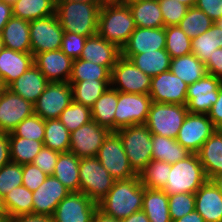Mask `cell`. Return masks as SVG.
Wrapping results in <instances>:
<instances>
[{"instance_id":"cell-1","label":"cell","mask_w":222,"mask_h":222,"mask_svg":"<svg viewBox=\"0 0 222 222\" xmlns=\"http://www.w3.org/2000/svg\"><path fill=\"white\" fill-rule=\"evenodd\" d=\"M144 186L138 176L115 180L107 195L100 200L98 209L105 215L122 220L142 210Z\"/></svg>"},{"instance_id":"cell-2","label":"cell","mask_w":222,"mask_h":222,"mask_svg":"<svg viewBox=\"0 0 222 222\" xmlns=\"http://www.w3.org/2000/svg\"><path fill=\"white\" fill-rule=\"evenodd\" d=\"M136 26L128 5L107 0L100 9L97 34L122 49Z\"/></svg>"},{"instance_id":"cell-3","label":"cell","mask_w":222,"mask_h":222,"mask_svg":"<svg viewBox=\"0 0 222 222\" xmlns=\"http://www.w3.org/2000/svg\"><path fill=\"white\" fill-rule=\"evenodd\" d=\"M103 5L79 1H56L55 15L64 32L90 37L97 34L99 13Z\"/></svg>"},{"instance_id":"cell-4","label":"cell","mask_w":222,"mask_h":222,"mask_svg":"<svg viewBox=\"0 0 222 222\" xmlns=\"http://www.w3.org/2000/svg\"><path fill=\"white\" fill-rule=\"evenodd\" d=\"M207 180L198 155L191 153L171 165L167 184L162 190L167 195L195 193Z\"/></svg>"},{"instance_id":"cell-5","label":"cell","mask_w":222,"mask_h":222,"mask_svg":"<svg viewBox=\"0 0 222 222\" xmlns=\"http://www.w3.org/2000/svg\"><path fill=\"white\" fill-rule=\"evenodd\" d=\"M116 133L122 141L131 168L140 175L152 160V133L145 124L121 128Z\"/></svg>"},{"instance_id":"cell-6","label":"cell","mask_w":222,"mask_h":222,"mask_svg":"<svg viewBox=\"0 0 222 222\" xmlns=\"http://www.w3.org/2000/svg\"><path fill=\"white\" fill-rule=\"evenodd\" d=\"M187 114L186 105L152 102L145 125L152 135L176 139Z\"/></svg>"},{"instance_id":"cell-7","label":"cell","mask_w":222,"mask_h":222,"mask_svg":"<svg viewBox=\"0 0 222 222\" xmlns=\"http://www.w3.org/2000/svg\"><path fill=\"white\" fill-rule=\"evenodd\" d=\"M79 179L80 192L96 203L107 195L115 182L96 156L80 159Z\"/></svg>"},{"instance_id":"cell-8","label":"cell","mask_w":222,"mask_h":222,"mask_svg":"<svg viewBox=\"0 0 222 222\" xmlns=\"http://www.w3.org/2000/svg\"><path fill=\"white\" fill-rule=\"evenodd\" d=\"M151 103L152 99L149 94L122 93L118 91L114 132L132 125L145 124Z\"/></svg>"},{"instance_id":"cell-9","label":"cell","mask_w":222,"mask_h":222,"mask_svg":"<svg viewBox=\"0 0 222 222\" xmlns=\"http://www.w3.org/2000/svg\"><path fill=\"white\" fill-rule=\"evenodd\" d=\"M96 157L115 180L138 176L131 168L122 141L116 132L109 133Z\"/></svg>"},{"instance_id":"cell-10","label":"cell","mask_w":222,"mask_h":222,"mask_svg":"<svg viewBox=\"0 0 222 222\" xmlns=\"http://www.w3.org/2000/svg\"><path fill=\"white\" fill-rule=\"evenodd\" d=\"M151 77L122 55L111 71V87L122 93L149 94Z\"/></svg>"},{"instance_id":"cell-11","label":"cell","mask_w":222,"mask_h":222,"mask_svg":"<svg viewBox=\"0 0 222 222\" xmlns=\"http://www.w3.org/2000/svg\"><path fill=\"white\" fill-rule=\"evenodd\" d=\"M29 28L31 53L33 56L61 48L64 30L55 14L29 21Z\"/></svg>"},{"instance_id":"cell-12","label":"cell","mask_w":222,"mask_h":222,"mask_svg":"<svg viewBox=\"0 0 222 222\" xmlns=\"http://www.w3.org/2000/svg\"><path fill=\"white\" fill-rule=\"evenodd\" d=\"M73 101L69 82H49L33 104L34 114L44 120L59 119L61 112Z\"/></svg>"},{"instance_id":"cell-13","label":"cell","mask_w":222,"mask_h":222,"mask_svg":"<svg viewBox=\"0 0 222 222\" xmlns=\"http://www.w3.org/2000/svg\"><path fill=\"white\" fill-rule=\"evenodd\" d=\"M217 130L207 114L186 115L176 141L190 153L197 154L203 143Z\"/></svg>"},{"instance_id":"cell-14","label":"cell","mask_w":222,"mask_h":222,"mask_svg":"<svg viewBox=\"0 0 222 222\" xmlns=\"http://www.w3.org/2000/svg\"><path fill=\"white\" fill-rule=\"evenodd\" d=\"M98 204L82 192H70L57 205L54 222H92Z\"/></svg>"},{"instance_id":"cell-15","label":"cell","mask_w":222,"mask_h":222,"mask_svg":"<svg viewBox=\"0 0 222 222\" xmlns=\"http://www.w3.org/2000/svg\"><path fill=\"white\" fill-rule=\"evenodd\" d=\"M222 79L211 74L188 85L187 89V109L193 114H208L213 104L218 99L219 87Z\"/></svg>"},{"instance_id":"cell-16","label":"cell","mask_w":222,"mask_h":222,"mask_svg":"<svg viewBox=\"0 0 222 222\" xmlns=\"http://www.w3.org/2000/svg\"><path fill=\"white\" fill-rule=\"evenodd\" d=\"M110 132L92 120L71 132L69 151L80 159L95 157Z\"/></svg>"},{"instance_id":"cell-17","label":"cell","mask_w":222,"mask_h":222,"mask_svg":"<svg viewBox=\"0 0 222 222\" xmlns=\"http://www.w3.org/2000/svg\"><path fill=\"white\" fill-rule=\"evenodd\" d=\"M186 84L170 70L151 77L149 95L152 102L168 104H187Z\"/></svg>"},{"instance_id":"cell-18","label":"cell","mask_w":222,"mask_h":222,"mask_svg":"<svg viewBox=\"0 0 222 222\" xmlns=\"http://www.w3.org/2000/svg\"><path fill=\"white\" fill-rule=\"evenodd\" d=\"M34 113L33 104L4 88L0 98V132L11 133L25 118Z\"/></svg>"},{"instance_id":"cell-19","label":"cell","mask_w":222,"mask_h":222,"mask_svg":"<svg viewBox=\"0 0 222 222\" xmlns=\"http://www.w3.org/2000/svg\"><path fill=\"white\" fill-rule=\"evenodd\" d=\"M165 39V27H136L126 45L121 49V55L130 59L135 54L165 49Z\"/></svg>"},{"instance_id":"cell-20","label":"cell","mask_w":222,"mask_h":222,"mask_svg":"<svg viewBox=\"0 0 222 222\" xmlns=\"http://www.w3.org/2000/svg\"><path fill=\"white\" fill-rule=\"evenodd\" d=\"M73 61L60 49L34 56V64L49 82H68L72 74Z\"/></svg>"},{"instance_id":"cell-21","label":"cell","mask_w":222,"mask_h":222,"mask_svg":"<svg viewBox=\"0 0 222 222\" xmlns=\"http://www.w3.org/2000/svg\"><path fill=\"white\" fill-rule=\"evenodd\" d=\"M70 191L54 176H48L46 180L32 192L34 214L52 216L59 202Z\"/></svg>"},{"instance_id":"cell-22","label":"cell","mask_w":222,"mask_h":222,"mask_svg":"<svg viewBox=\"0 0 222 222\" xmlns=\"http://www.w3.org/2000/svg\"><path fill=\"white\" fill-rule=\"evenodd\" d=\"M121 56V49L100 35L87 37L80 59L106 67L110 72Z\"/></svg>"},{"instance_id":"cell-23","label":"cell","mask_w":222,"mask_h":222,"mask_svg":"<svg viewBox=\"0 0 222 222\" xmlns=\"http://www.w3.org/2000/svg\"><path fill=\"white\" fill-rule=\"evenodd\" d=\"M195 210L205 222H222V194L212 180L195 192Z\"/></svg>"},{"instance_id":"cell-24","label":"cell","mask_w":222,"mask_h":222,"mask_svg":"<svg viewBox=\"0 0 222 222\" xmlns=\"http://www.w3.org/2000/svg\"><path fill=\"white\" fill-rule=\"evenodd\" d=\"M34 64L32 53L14 51L4 47L0 52V82L8 87Z\"/></svg>"},{"instance_id":"cell-25","label":"cell","mask_w":222,"mask_h":222,"mask_svg":"<svg viewBox=\"0 0 222 222\" xmlns=\"http://www.w3.org/2000/svg\"><path fill=\"white\" fill-rule=\"evenodd\" d=\"M49 81L44 74L33 64L7 88L34 104L44 92Z\"/></svg>"},{"instance_id":"cell-26","label":"cell","mask_w":222,"mask_h":222,"mask_svg":"<svg viewBox=\"0 0 222 222\" xmlns=\"http://www.w3.org/2000/svg\"><path fill=\"white\" fill-rule=\"evenodd\" d=\"M208 180L222 173V131L217 129L197 153Z\"/></svg>"},{"instance_id":"cell-27","label":"cell","mask_w":222,"mask_h":222,"mask_svg":"<svg viewBox=\"0 0 222 222\" xmlns=\"http://www.w3.org/2000/svg\"><path fill=\"white\" fill-rule=\"evenodd\" d=\"M29 21L12 16L1 32L4 47L31 53Z\"/></svg>"},{"instance_id":"cell-28","label":"cell","mask_w":222,"mask_h":222,"mask_svg":"<svg viewBox=\"0 0 222 222\" xmlns=\"http://www.w3.org/2000/svg\"><path fill=\"white\" fill-rule=\"evenodd\" d=\"M79 164L80 158L72 152L59 153L52 176L57 178L70 192H80Z\"/></svg>"},{"instance_id":"cell-29","label":"cell","mask_w":222,"mask_h":222,"mask_svg":"<svg viewBox=\"0 0 222 222\" xmlns=\"http://www.w3.org/2000/svg\"><path fill=\"white\" fill-rule=\"evenodd\" d=\"M168 204V195L163 190L144 187L142 210L150 222H172Z\"/></svg>"},{"instance_id":"cell-30","label":"cell","mask_w":222,"mask_h":222,"mask_svg":"<svg viewBox=\"0 0 222 222\" xmlns=\"http://www.w3.org/2000/svg\"><path fill=\"white\" fill-rule=\"evenodd\" d=\"M118 102V91L109 86L91 108L92 120L101 127L114 132V116Z\"/></svg>"},{"instance_id":"cell-31","label":"cell","mask_w":222,"mask_h":222,"mask_svg":"<svg viewBox=\"0 0 222 222\" xmlns=\"http://www.w3.org/2000/svg\"><path fill=\"white\" fill-rule=\"evenodd\" d=\"M136 27H164L158 0H141L128 5Z\"/></svg>"},{"instance_id":"cell-32","label":"cell","mask_w":222,"mask_h":222,"mask_svg":"<svg viewBox=\"0 0 222 222\" xmlns=\"http://www.w3.org/2000/svg\"><path fill=\"white\" fill-rule=\"evenodd\" d=\"M190 154L176 139L152 135V160L165 161L172 165Z\"/></svg>"},{"instance_id":"cell-33","label":"cell","mask_w":222,"mask_h":222,"mask_svg":"<svg viewBox=\"0 0 222 222\" xmlns=\"http://www.w3.org/2000/svg\"><path fill=\"white\" fill-rule=\"evenodd\" d=\"M56 0H16L12 4V16L32 21L55 14Z\"/></svg>"},{"instance_id":"cell-34","label":"cell","mask_w":222,"mask_h":222,"mask_svg":"<svg viewBox=\"0 0 222 222\" xmlns=\"http://www.w3.org/2000/svg\"><path fill=\"white\" fill-rule=\"evenodd\" d=\"M170 71L188 85L207 74L205 63L192 53L171 59Z\"/></svg>"},{"instance_id":"cell-35","label":"cell","mask_w":222,"mask_h":222,"mask_svg":"<svg viewBox=\"0 0 222 222\" xmlns=\"http://www.w3.org/2000/svg\"><path fill=\"white\" fill-rule=\"evenodd\" d=\"M171 59L165 49L135 54L130 58L138 69L150 77L170 70Z\"/></svg>"},{"instance_id":"cell-36","label":"cell","mask_w":222,"mask_h":222,"mask_svg":"<svg viewBox=\"0 0 222 222\" xmlns=\"http://www.w3.org/2000/svg\"><path fill=\"white\" fill-rule=\"evenodd\" d=\"M72 87L73 101L92 108L96 100L111 85V80L68 81Z\"/></svg>"},{"instance_id":"cell-37","label":"cell","mask_w":222,"mask_h":222,"mask_svg":"<svg viewBox=\"0 0 222 222\" xmlns=\"http://www.w3.org/2000/svg\"><path fill=\"white\" fill-rule=\"evenodd\" d=\"M222 48V29L215 23L203 34L191 39L192 54L206 63L214 50Z\"/></svg>"},{"instance_id":"cell-38","label":"cell","mask_w":222,"mask_h":222,"mask_svg":"<svg viewBox=\"0 0 222 222\" xmlns=\"http://www.w3.org/2000/svg\"><path fill=\"white\" fill-rule=\"evenodd\" d=\"M70 134L59 119L45 120L43 145L60 153L68 152L70 148Z\"/></svg>"},{"instance_id":"cell-39","label":"cell","mask_w":222,"mask_h":222,"mask_svg":"<svg viewBox=\"0 0 222 222\" xmlns=\"http://www.w3.org/2000/svg\"><path fill=\"white\" fill-rule=\"evenodd\" d=\"M3 203L5 211L9 214L10 218L21 214L32 213V191L23 185L15 187L3 197Z\"/></svg>"},{"instance_id":"cell-40","label":"cell","mask_w":222,"mask_h":222,"mask_svg":"<svg viewBox=\"0 0 222 222\" xmlns=\"http://www.w3.org/2000/svg\"><path fill=\"white\" fill-rule=\"evenodd\" d=\"M11 161L20 165L32 163L43 142L23 137H9Z\"/></svg>"},{"instance_id":"cell-41","label":"cell","mask_w":222,"mask_h":222,"mask_svg":"<svg viewBox=\"0 0 222 222\" xmlns=\"http://www.w3.org/2000/svg\"><path fill=\"white\" fill-rule=\"evenodd\" d=\"M171 164L165 161L151 160L140 173L141 183L148 189H163L168 181Z\"/></svg>"},{"instance_id":"cell-42","label":"cell","mask_w":222,"mask_h":222,"mask_svg":"<svg viewBox=\"0 0 222 222\" xmlns=\"http://www.w3.org/2000/svg\"><path fill=\"white\" fill-rule=\"evenodd\" d=\"M213 21L202 10L197 7H189L186 15L180 21L178 26L190 38H196L206 32L212 25Z\"/></svg>"},{"instance_id":"cell-43","label":"cell","mask_w":222,"mask_h":222,"mask_svg":"<svg viewBox=\"0 0 222 222\" xmlns=\"http://www.w3.org/2000/svg\"><path fill=\"white\" fill-rule=\"evenodd\" d=\"M165 50L172 59L192 53L191 39L178 26L165 27Z\"/></svg>"},{"instance_id":"cell-44","label":"cell","mask_w":222,"mask_h":222,"mask_svg":"<svg viewBox=\"0 0 222 222\" xmlns=\"http://www.w3.org/2000/svg\"><path fill=\"white\" fill-rule=\"evenodd\" d=\"M95 79L111 80V72L104 66L80 58L73 61L72 74L69 81Z\"/></svg>"},{"instance_id":"cell-45","label":"cell","mask_w":222,"mask_h":222,"mask_svg":"<svg viewBox=\"0 0 222 222\" xmlns=\"http://www.w3.org/2000/svg\"><path fill=\"white\" fill-rule=\"evenodd\" d=\"M59 120L71 133L80 126L92 121L91 108L72 101L70 105L61 112Z\"/></svg>"},{"instance_id":"cell-46","label":"cell","mask_w":222,"mask_h":222,"mask_svg":"<svg viewBox=\"0 0 222 222\" xmlns=\"http://www.w3.org/2000/svg\"><path fill=\"white\" fill-rule=\"evenodd\" d=\"M45 132V120L37 114L22 120L17 127L9 133V137H23L30 140L43 142Z\"/></svg>"},{"instance_id":"cell-47","label":"cell","mask_w":222,"mask_h":222,"mask_svg":"<svg viewBox=\"0 0 222 222\" xmlns=\"http://www.w3.org/2000/svg\"><path fill=\"white\" fill-rule=\"evenodd\" d=\"M22 165L10 161L0 168V194L4 197L15 187L22 185Z\"/></svg>"},{"instance_id":"cell-48","label":"cell","mask_w":222,"mask_h":222,"mask_svg":"<svg viewBox=\"0 0 222 222\" xmlns=\"http://www.w3.org/2000/svg\"><path fill=\"white\" fill-rule=\"evenodd\" d=\"M171 221L180 219L195 210V193L168 195Z\"/></svg>"},{"instance_id":"cell-49","label":"cell","mask_w":222,"mask_h":222,"mask_svg":"<svg viewBox=\"0 0 222 222\" xmlns=\"http://www.w3.org/2000/svg\"><path fill=\"white\" fill-rule=\"evenodd\" d=\"M164 27L178 25L189 7L176 0H158Z\"/></svg>"},{"instance_id":"cell-50","label":"cell","mask_w":222,"mask_h":222,"mask_svg":"<svg viewBox=\"0 0 222 222\" xmlns=\"http://www.w3.org/2000/svg\"><path fill=\"white\" fill-rule=\"evenodd\" d=\"M87 37L64 32L60 50L73 60L79 59Z\"/></svg>"},{"instance_id":"cell-51","label":"cell","mask_w":222,"mask_h":222,"mask_svg":"<svg viewBox=\"0 0 222 222\" xmlns=\"http://www.w3.org/2000/svg\"><path fill=\"white\" fill-rule=\"evenodd\" d=\"M59 153L58 151L43 146L32 163L47 176H52L59 158Z\"/></svg>"},{"instance_id":"cell-52","label":"cell","mask_w":222,"mask_h":222,"mask_svg":"<svg viewBox=\"0 0 222 222\" xmlns=\"http://www.w3.org/2000/svg\"><path fill=\"white\" fill-rule=\"evenodd\" d=\"M22 185L30 191H35L48 177L33 163L22 165Z\"/></svg>"},{"instance_id":"cell-53","label":"cell","mask_w":222,"mask_h":222,"mask_svg":"<svg viewBox=\"0 0 222 222\" xmlns=\"http://www.w3.org/2000/svg\"><path fill=\"white\" fill-rule=\"evenodd\" d=\"M195 7L202 10L214 23L222 18V0H197Z\"/></svg>"},{"instance_id":"cell-54","label":"cell","mask_w":222,"mask_h":222,"mask_svg":"<svg viewBox=\"0 0 222 222\" xmlns=\"http://www.w3.org/2000/svg\"><path fill=\"white\" fill-rule=\"evenodd\" d=\"M205 66L208 74L222 79V48L214 50Z\"/></svg>"},{"instance_id":"cell-55","label":"cell","mask_w":222,"mask_h":222,"mask_svg":"<svg viewBox=\"0 0 222 222\" xmlns=\"http://www.w3.org/2000/svg\"><path fill=\"white\" fill-rule=\"evenodd\" d=\"M207 115L217 129L222 127V84L219 87L218 99Z\"/></svg>"},{"instance_id":"cell-56","label":"cell","mask_w":222,"mask_h":222,"mask_svg":"<svg viewBox=\"0 0 222 222\" xmlns=\"http://www.w3.org/2000/svg\"><path fill=\"white\" fill-rule=\"evenodd\" d=\"M10 222H54V220L50 215L28 213L11 217Z\"/></svg>"},{"instance_id":"cell-57","label":"cell","mask_w":222,"mask_h":222,"mask_svg":"<svg viewBox=\"0 0 222 222\" xmlns=\"http://www.w3.org/2000/svg\"><path fill=\"white\" fill-rule=\"evenodd\" d=\"M10 161L9 133L0 132V168Z\"/></svg>"},{"instance_id":"cell-58","label":"cell","mask_w":222,"mask_h":222,"mask_svg":"<svg viewBox=\"0 0 222 222\" xmlns=\"http://www.w3.org/2000/svg\"><path fill=\"white\" fill-rule=\"evenodd\" d=\"M11 17L12 5L0 0V34Z\"/></svg>"},{"instance_id":"cell-59","label":"cell","mask_w":222,"mask_h":222,"mask_svg":"<svg viewBox=\"0 0 222 222\" xmlns=\"http://www.w3.org/2000/svg\"><path fill=\"white\" fill-rule=\"evenodd\" d=\"M119 222H150L147 215L143 210L132 213L129 217H126Z\"/></svg>"},{"instance_id":"cell-60","label":"cell","mask_w":222,"mask_h":222,"mask_svg":"<svg viewBox=\"0 0 222 222\" xmlns=\"http://www.w3.org/2000/svg\"><path fill=\"white\" fill-rule=\"evenodd\" d=\"M174 222H205L204 218L196 211L193 210L191 213L186 214Z\"/></svg>"},{"instance_id":"cell-61","label":"cell","mask_w":222,"mask_h":222,"mask_svg":"<svg viewBox=\"0 0 222 222\" xmlns=\"http://www.w3.org/2000/svg\"><path fill=\"white\" fill-rule=\"evenodd\" d=\"M92 222H119V220L105 215L103 212H101L99 209L95 212Z\"/></svg>"},{"instance_id":"cell-62","label":"cell","mask_w":222,"mask_h":222,"mask_svg":"<svg viewBox=\"0 0 222 222\" xmlns=\"http://www.w3.org/2000/svg\"><path fill=\"white\" fill-rule=\"evenodd\" d=\"M212 181L218 187V189L220 190V192L222 194V173H220L219 175L215 176L212 179Z\"/></svg>"},{"instance_id":"cell-63","label":"cell","mask_w":222,"mask_h":222,"mask_svg":"<svg viewBox=\"0 0 222 222\" xmlns=\"http://www.w3.org/2000/svg\"><path fill=\"white\" fill-rule=\"evenodd\" d=\"M56 1H79L90 4H104L107 0H56Z\"/></svg>"},{"instance_id":"cell-64","label":"cell","mask_w":222,"mask_h":222,"mask_svg":"<svg viewBox=\"0 0 222 222\" xmlns=\"http://www.w3.org/2000/svg\"><path fill=\"white\" fill-rule=\"evenodd\" d=\"M0 222H10V216L6 211H0Z\"/></svg>"},{"instance_id":"cell-65","label":"cell","mask_w":222,"mask_h":222,"mask_svg":"<svg viewBox=\"0 0 222 222\" xmlns=\"http://www.w3.org/2000/svg\"><path fill=\"white\" fill-rule=\"evenodd\" d=\"M176 1H179V2L187 5L188 7H193V6H195L197 0H176Z\"/></svg>"},{"instance_id":"cell-66","label":"cell","mask_w":222,"mask_h":222,"mask_svg":"<svg viewBox=\"0 0 222 222\" xmlns=\"http://www.w3.org/2000/svg\"><path fill=\"white\" fill-rule=\"evenodd\" d=\"M120 4L129 5L133 2L141 1V0H114Z\"/></svg>"},{"instance_id":"cell-67","label":"cell","mask_w":222,"mask_h":222,"mask_svg":"<svg viewBox=\"0 0 222 222\" xmlns=\"http://www.w3.org/2000/svg\"><path fill=\"white\" fill-rule=\"evenodd\" d=\"M0 211H5L4 203H3V197L0 194Z\"/></svg>"},{"instance_id":"cell-68","label":"cell","mask_w":222,"mask_h":222,"mask_svg":"<svg viewBox=\"0 0 222 222\" xmlns=\"http://www.w3.org/2000/svg\"><path fill=\"white\" fill-rule=\"evenodd\" d=\"M4 49V44H3V40L1 38V34H0V52Z\"/></svg>"},{"instance_id":"cell-69","label":"cell","mask_w":222,"mask_h":222,"mask_svg":"<svg viewBox=\"0 0 222 222\" xmlns=\"http://www.w3.org/2000/svg\"><path fill=\"white\" fill-rule=\"evenodd\" d=\"M215 24L222 29V18H221L220 20H217V21L215 22Z\"/></svg>"},{"instance_id":"cell-70","label":"cell","mask_w":222,"mask_h":222,"mask_svg":"<svg viewBox=\"0 0 222 222\" xmlns=\"http://www.w3.org/2000/svg\"><path fill=\"white\" fill-rule=\"evenodd\" d=\"M4 88L5 87L2 84H0V98H1V96L3 94Z\"/></svg>"},{"instance_id":"cell-71","label":"cell","mask_w":222,"mask_h":222,"mask_svg":"<svg viewBox=\"0 0 222 222\" xmlns=\"http://www.w3.org/2000/svg\"><path fill=\"white\" fill-rule=\"evenodd\" d=\"M3 2H7L8 4H13L16 0H1Z\"/></svg>"}]
</instances>
